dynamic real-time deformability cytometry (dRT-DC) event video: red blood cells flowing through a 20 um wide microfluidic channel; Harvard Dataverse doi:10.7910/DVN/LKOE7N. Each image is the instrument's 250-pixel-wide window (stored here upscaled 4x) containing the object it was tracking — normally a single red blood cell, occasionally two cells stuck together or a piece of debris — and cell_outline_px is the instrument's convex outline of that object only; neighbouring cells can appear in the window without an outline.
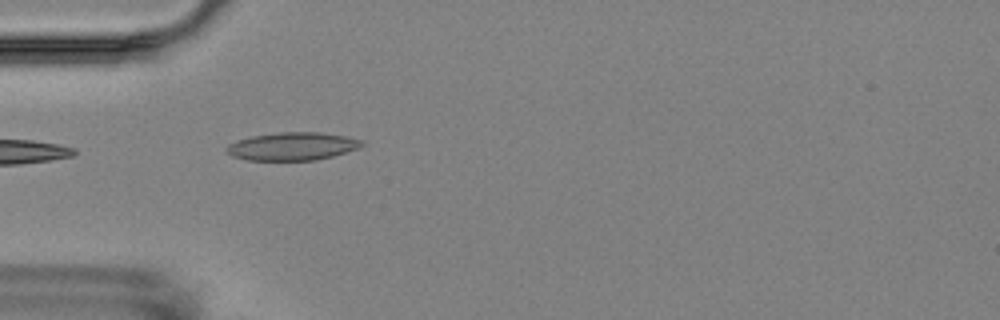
{"species": "Egyptian fruit bat (a non-hibernating species)", "species_latin": "Rousettus aegyptiacus", "temperature_condition": "room temperature", "stored_images_in_passage": 6, "camera_frame_rate_fps": 3000, "um_per_image_px": 0.085, "animal": {"sex": "female"}, "frame": {"image": 1, "passage_image": 5, "time_ms": 5.333, "image_size_px": [1000, 320], "cell_outline_px": [[364, 144], [360, 148], [332, 156], [316, 160], [248, 160], [232, 156], [224, 148], [228, 144], [236, 140], [252, 136], [280, 132], [320, 132], [344, 136], [364, 140]], "centroid_in_image_um": [24.86, 12.43], "position_along_channel_um": 60.1, "area_um2": 22.08}}
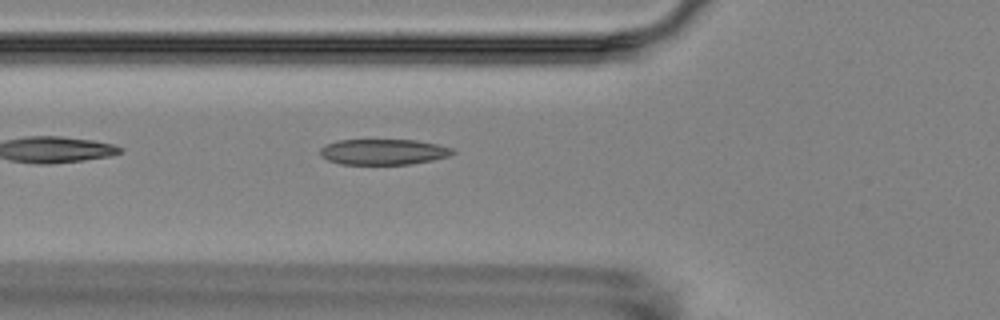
{"frame": {"image": 2, "passage_image": 6, "time_ms": 6.333, "image_size_px": [1000, 320], "cell_outline_px": [[456, 152], [448, 156], [432, 160], [408, 164], [340, 164], [328, 160], [320, 156], [320, 148], [336, 140], [416, 140], [436, 144], [452, 148]], "centroid_in_image_um": [32.57, 12.91], "position_along_channel_um": 93.2, "area_um2": 19.71}}